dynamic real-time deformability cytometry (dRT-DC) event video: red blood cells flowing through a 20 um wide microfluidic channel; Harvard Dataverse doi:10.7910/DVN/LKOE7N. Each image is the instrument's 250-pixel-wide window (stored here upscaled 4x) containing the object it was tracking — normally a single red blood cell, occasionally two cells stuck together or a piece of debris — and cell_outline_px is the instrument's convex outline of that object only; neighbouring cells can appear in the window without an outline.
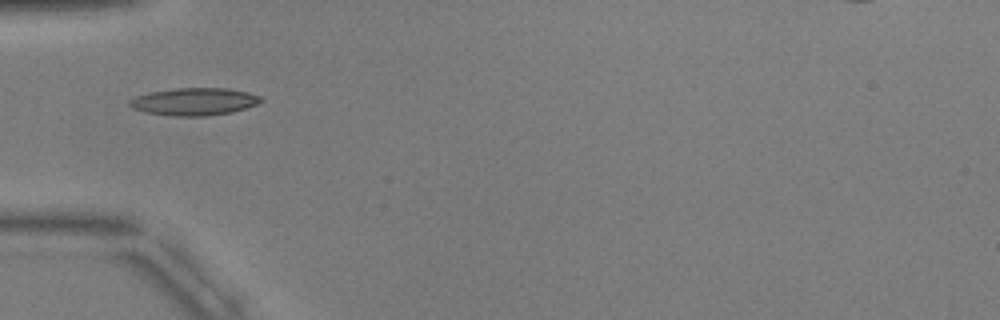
{"species": "common noctule bat (a hibernating species)", "species_latin": "Nyctalus noctula", "temperature_condition": "warm", "stored_images_in_passage": 6, "camera_frame_rate_fps": 3000, "um_per_image_px": 0.085, "animal": {"sex": "male", "body_mass_g": 17.9, "forearm_length_mm": 54.2}, "frame": {"image": 1, "passage_image": 5, "time_ms": 4.667, "image_size_px": [1000, 320], "cell_outline_px": [[264, 100], [256, 104], [232, 112], [204, 116], [176, 116], [144, 112], [132, 108], [128, 104], [136, 96], [152, 92], [176, 88], [228, 88], [248, 92], [260, 96]], "centroid_in_image_um": [16.53, 8.63], "position_along_channel_um": 68.5, "area_um2": 20.81}}